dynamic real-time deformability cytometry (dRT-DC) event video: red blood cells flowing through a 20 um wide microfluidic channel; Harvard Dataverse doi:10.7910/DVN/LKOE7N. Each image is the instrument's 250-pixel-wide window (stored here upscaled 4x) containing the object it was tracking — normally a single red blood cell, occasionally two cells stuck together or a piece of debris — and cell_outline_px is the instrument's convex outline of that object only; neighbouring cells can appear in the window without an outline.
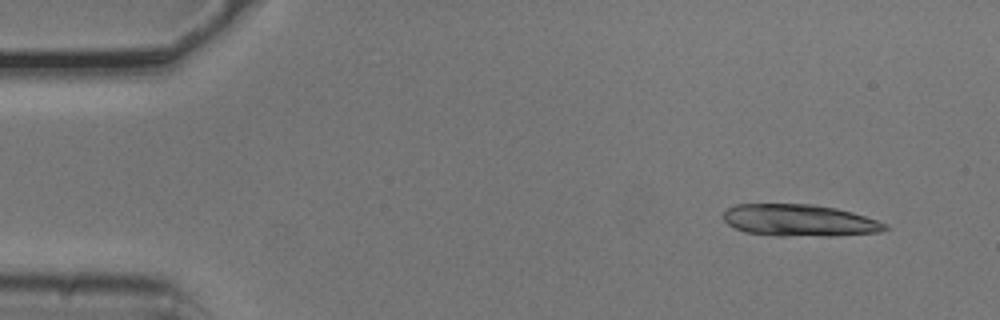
{"species": "common noctule bat (a hibernating species)", "species_latin": "Nyctalus noctula", "temperature_condition": "cold", "stored_images_in_passage": 4, "camera_frame_rate_fps": 3000, "um_per_image_px": 0.085, "animal": {"sex": "male", "body_mass_g": 20.5, "forearm_length_mm": 52.5}, "frame": {"image": 1, "passage_image": 1, "time_ms": 0.0, "image_size_px": [1000, 320], "cell_outline_px": [[888, 228], [880, 232], [832, 236], [776, 236], [744, 232], [728, 224], [724, 220], [724, 212], [728, 208], [736, 204], [812, 204], [836, 208], [852, 212], [888, 224]], "centroid_in_image_um": [67.95, 18.74], "position_along_channel_um": 17.1, "area_um2": 30.11}}